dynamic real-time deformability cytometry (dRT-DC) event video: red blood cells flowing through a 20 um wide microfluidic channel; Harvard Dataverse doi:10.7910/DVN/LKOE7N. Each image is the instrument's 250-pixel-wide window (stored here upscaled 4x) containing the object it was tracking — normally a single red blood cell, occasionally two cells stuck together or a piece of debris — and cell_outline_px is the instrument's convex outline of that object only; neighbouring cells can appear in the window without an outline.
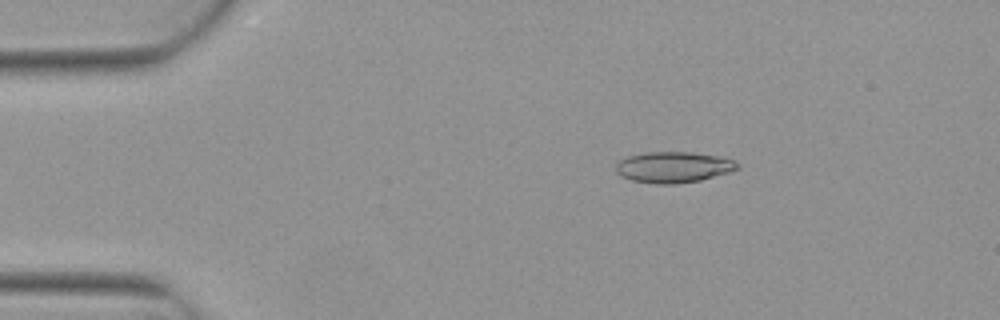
{"species": "Egyptian fruit bat (a non-hibernating species)", "species_latin": "Rousettus aegyptiacus", "temperature_condition": "warm", "stored_images_in_passage": 5, "camera_frame_rate_fps": 3000, "um_per_image_px": 0.085, "animal": {"sex": "female"}, "frame": {"image": 1, "passage_image": 3, "time_ms": 0.667, "image_size_px": [1000, 320], "cell_outline_px": [[740, 168], [728, 172], [700, 180], [676, 184], [656, 184], [632, 180], [620, 176], [616, 172], [616, 164], [620, 160], [628, 156], [648, 152], [692, 152], [716, 156], [736, 160], [740, 164]], "centroid_in_image_um": [57.25, 14.21], "position_along_channel_um": 27.8, "area_um2": 21.91}}
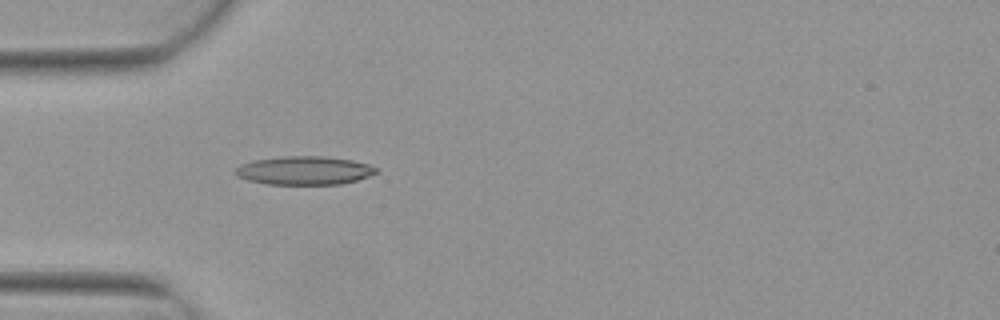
{"frame": {"image": 2, "passage_image": 5, "time_ms": 1.333, "image_size_px": [1000, 320], "cell_outline_px": [[380, 172], [356, 180], [340, 184], [268, 184], [248, 180], [236, 176], [232, 172], [240, 164], [252, 160], [280, 156], [324, 156], [352, 160], [368, 164], [376, 168]], "centroid_in_image_um": [25.82, 14.48], "position_along_channel_um": 59.2, "area_um2": 23.52}}